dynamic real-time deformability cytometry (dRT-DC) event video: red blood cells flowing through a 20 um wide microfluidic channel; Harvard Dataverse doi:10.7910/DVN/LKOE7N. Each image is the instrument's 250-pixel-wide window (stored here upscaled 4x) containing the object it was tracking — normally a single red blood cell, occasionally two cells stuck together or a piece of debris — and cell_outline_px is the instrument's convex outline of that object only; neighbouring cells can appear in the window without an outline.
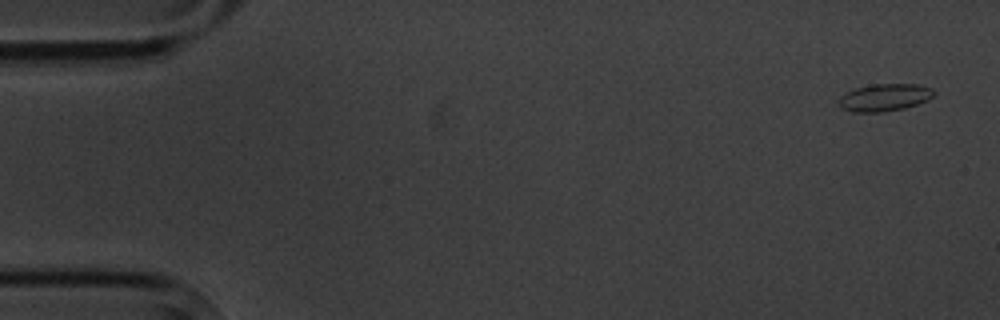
{"species": "common noctule bat (a hibernating species)", "species_latin": "Nyctalus noctula", "temperature_condition": "cold", "stored_images_in_passage": 6, "camera_frame_rate_fps": 3000, "um_per_image_px": 0.085, "animal": {"sex": "male", "body_mass_g": 20.1, "forearm_length_mm": 53.5}, "frame": {"image": 1, "passage_image": 1, "time_ms": 0.0, "image_size_px": [1000, 320], "cell_outline_px": [[936, 92], [928, 100], [904, 108], [884, 112], [852, 112], [836, 104], [836, 100], [840, 96], [856, 88], [872, 84], [920, 84], [932, 88]], "centroid_in_image_um": [75.18, 8.28], "position_along_channel_um": 9.8, "area_um2": 15.26}}
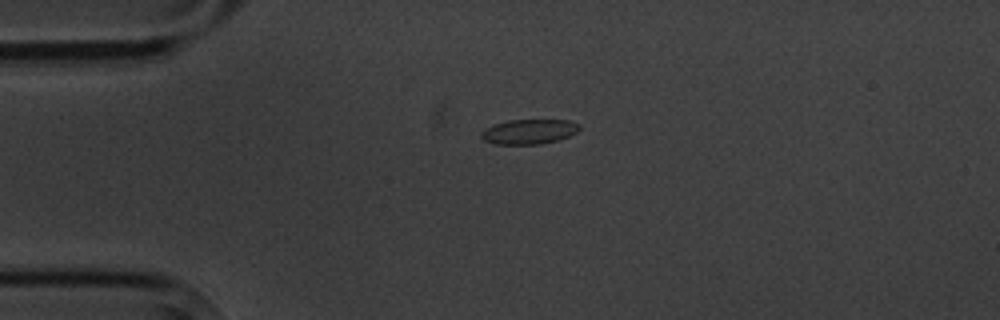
{"frame": {"image": 2, "passage_image": 4, "time_ms": 3.667, "image_size_px": [1000, 320], "cell_outline_px": [[580, 128], [576, 132], [560, 140], [536, 144], [496, 144], [484, 140], [480, 136], [480, 132], [484, 128], [508, 120], [572, 120], [580, 124]], "centroid_in_image_um": [44.97, 11.18], "position_along_channel_um": 40.0, "area_um2": 14.22}}
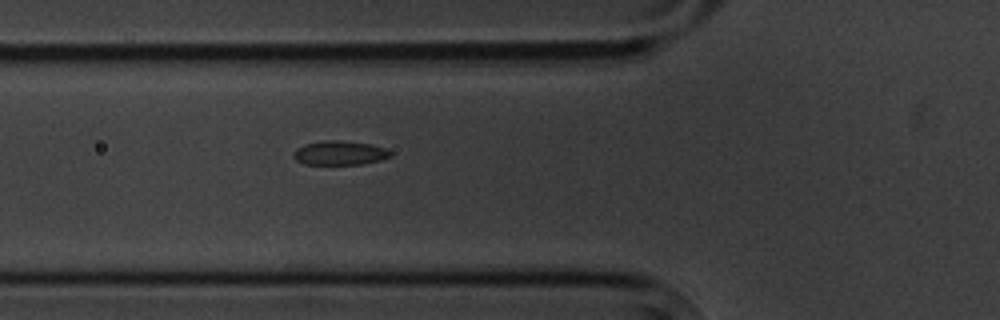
{"frame": {"image": 3, "passage_image": 6, "time_ms": 6.0, "image_size_px": [1000, 320], "cell_outline_px": [[392, 156], [380, 160], [360, 164], [304, 164], [296, 160], [292, 156], [292, 152], [296, 148], [304, 144], [324, 140], [340, 140], [372, 144], [384, 148], [392, 152]], "centroid_in_image_um": [28.85, 12.99], "position_along_channel_um": 97.0, "area_um2": 13.76}}